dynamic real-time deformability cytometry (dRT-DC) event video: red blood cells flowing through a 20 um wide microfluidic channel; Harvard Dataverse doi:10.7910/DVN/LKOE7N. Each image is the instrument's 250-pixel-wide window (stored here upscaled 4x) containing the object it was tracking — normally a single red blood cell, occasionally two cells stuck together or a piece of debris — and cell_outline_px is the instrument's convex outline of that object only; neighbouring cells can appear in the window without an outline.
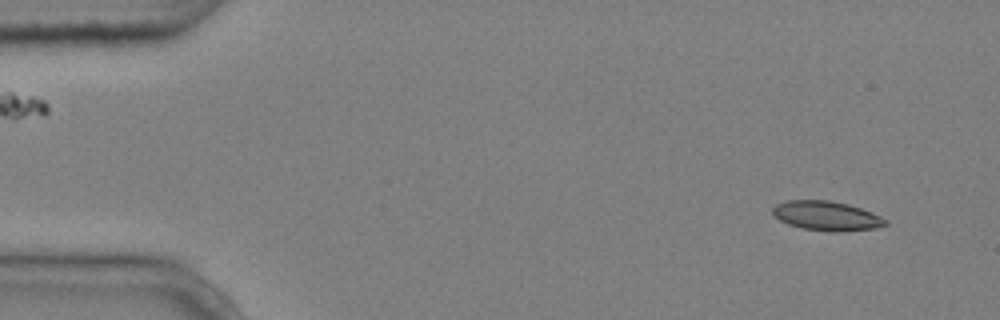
{"species": "common noctule bat (a hibernating species)", "species_latin": "Nyctalus noctula", "temperature_condition": "cold", "stored_images_in_passage": 4, "camera_frame_rate_fps": 3000, "um_per_image_px": 0.085, "animal": {"sex": "male", "body_mass_g": 20.4}, "frame": {"image": 1, "passage_image": 1, "time_ms": 0.0, "image_size_px": [1000, 320], "cell_outline_px": [[888, 224], [876, 228], [836, 232], [832, 232], [804, 228], [788, 224], [780, 220], [772, 212], [772, 208], [776, 204], [788, 200], [828, 200], [848, 204], [872, 212], [888, 220]], "centroid_in_image_um": [70.28, 18.34], "position_along_channel_um": 14.7, "area_um2": 19.25}}
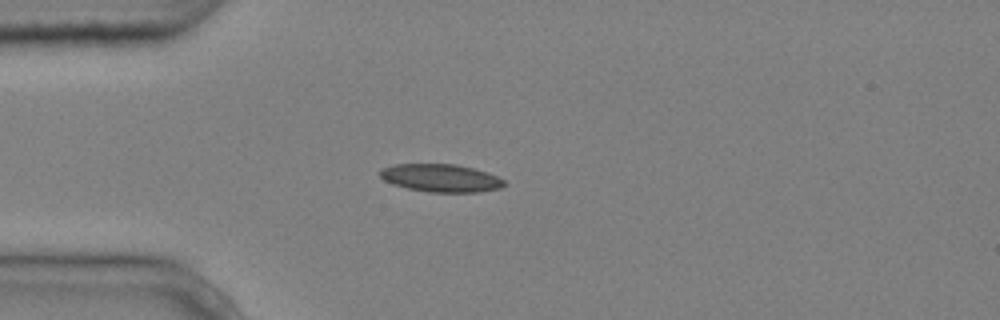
{"frame": {"image": 2, "passage_image": 4, "time_ms": 1.0, "image_size_px": [1000, 320], "cell_outline_px": [[508, 184], [500, 188], [476, 192], [428, 192], [408, 188], [392, 184], [384, 180], [380, 176], [380, 168], [396, 164], [456, 164], [472, 168], [496, 176], [504, 180]], "centroid_in_image_um": [37.45, 15.13], "position_along_channel_um": 47.5, "area_um2": 20.06}}